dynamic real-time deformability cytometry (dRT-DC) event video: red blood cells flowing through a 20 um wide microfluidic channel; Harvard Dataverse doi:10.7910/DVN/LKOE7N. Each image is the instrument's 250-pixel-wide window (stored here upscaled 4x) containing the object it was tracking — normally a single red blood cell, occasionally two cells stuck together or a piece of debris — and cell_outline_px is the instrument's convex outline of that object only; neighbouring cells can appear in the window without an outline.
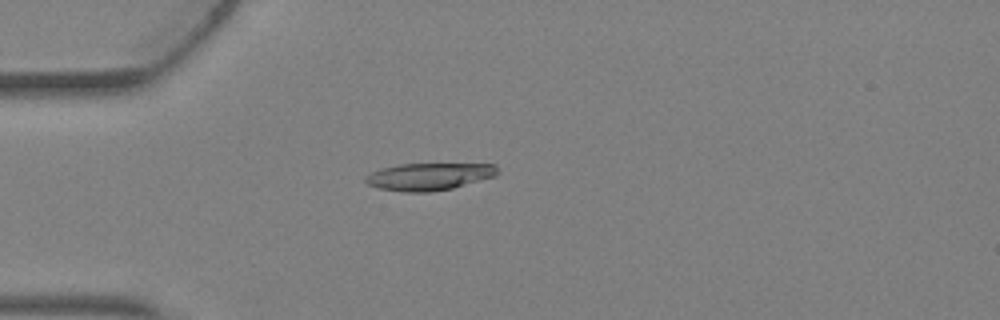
{"species": "Egyptian fruit bat (a non-hibernating species)", "species_latin": "Rousettus aegyptiacus", "temperature_condition": "warm", "stored_images_in_passage": 3, "camera_frame_rate_fps": 3000, "um_per_image_px": 0.085, "animal": {"sex": "female"}, "frame": {"image": 1, "passage_image": 3, "time_ms": 0.667, "image_size_px": [1000, 320], "cell_outline_px": [[500, 172], [496, 176], [452, 188], [428, 192], [404, 192], [380, 188], [368, 184], [364, 180], [364, 176], [380, 168], [400, 164], [496, 164]], "centroid_in_image_um": [36.48, 15.0], "position_along_channel_um": 48.5, "area_um2": 20.98}}